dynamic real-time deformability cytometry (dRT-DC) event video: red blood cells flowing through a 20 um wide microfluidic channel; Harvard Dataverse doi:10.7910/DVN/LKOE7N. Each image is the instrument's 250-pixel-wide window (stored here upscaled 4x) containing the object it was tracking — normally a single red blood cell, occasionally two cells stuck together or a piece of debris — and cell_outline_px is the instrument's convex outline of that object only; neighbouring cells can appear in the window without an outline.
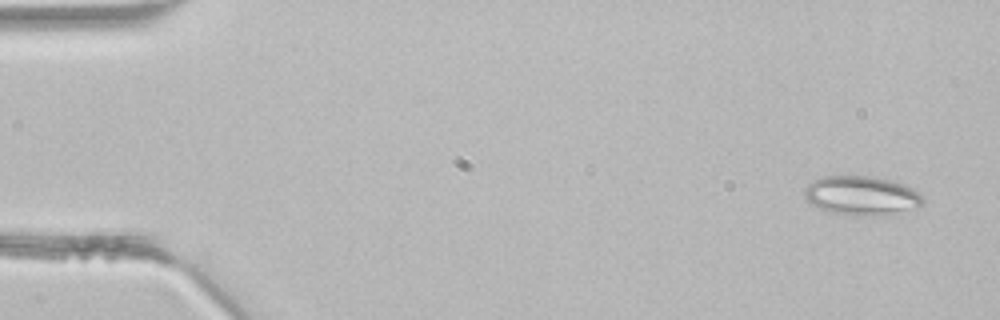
{"species": "common noctule bat (a hibernating species)", "species_latin": "Nyctalus noctula", "temperature_condition": "room temperature", "stored_images_in_passage": 4, "camera_frame_rate_fps": 3000, "um_per_image_px": 0.085, "animal": {"sex": "male", "body_mass_g": 21.5, "forearm_length_mm": 52.0}, "frame": {"image": 1, "passage_image": 1, "time_ms": 0.0, "image_size_px": [1000, 320], "cell_outline_px": [[924, 204], [920, 208], [876, 216], [856, 216], [832, 212], [808, 204], [804, 200], [804, 188], [812, 180], [824, 176], [876, 176], [892, 180], [904, 184], [912, 188], [924, 200]], "centroid_in_image_um": [73.21, 16.63], "position_along_channel_um": 11.8, "area_um2": 27.46}}